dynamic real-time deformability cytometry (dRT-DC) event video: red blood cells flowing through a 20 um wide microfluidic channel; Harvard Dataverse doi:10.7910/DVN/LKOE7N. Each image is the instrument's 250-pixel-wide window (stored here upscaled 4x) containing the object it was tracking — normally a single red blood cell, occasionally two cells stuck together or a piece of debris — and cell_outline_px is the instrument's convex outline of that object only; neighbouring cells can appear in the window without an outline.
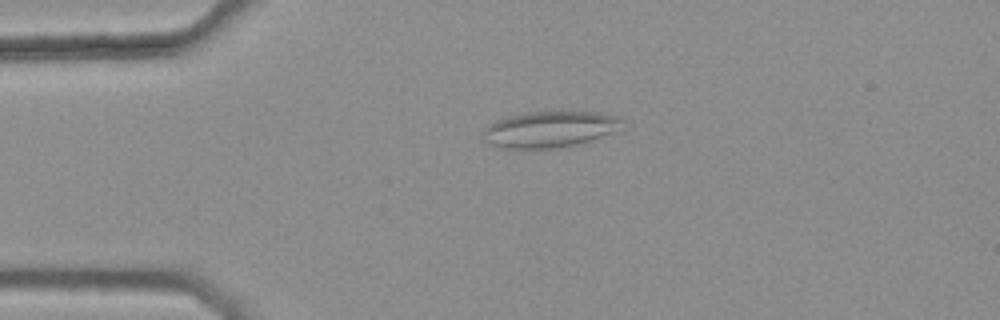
{"species": "common noctule bat (a hibernating species)", "species_latin": "Nyctalus noctula", "temperature_condition": "warm", "stored_images_in_passage": 47, "camera_frame_rate_fps": 3000, "um_per_image_px": 0.085, "animal": {"sex": "female", "body_mass_g": 25.1}, "frame": {"image": 1, "passage_image": 12, "time_ms": 3.667, "image_size_px": [1000, 320], "cell_outline_px": [[624, 120], [608, 132], [600, 136], [572, 148], [500, 148], [484, 140], [484, 128], [488, 124], [496, 120], [508, 116], [528, 112], [596, 112], [616, 116]], "centroid_in_image_um": [46.65, 11.0], "position_along_channel_um": 38.4, "area_um2": 28.96}}
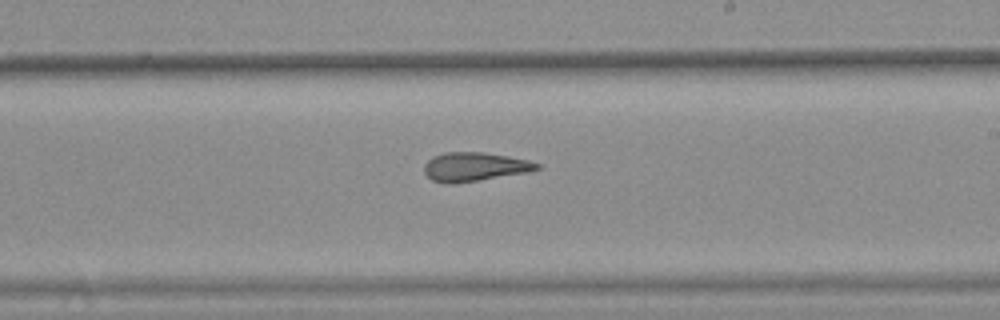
{"frame": {"image": 2, "passage_image": 31, "time_ms": 10.0, "image_size_px": [1000, 320], "cell_outline_px": [[540, 168], [528, 172], [456, 184], [448, 184], [432, 180], [424, 172], [424, 164], [432, 156], [444, 152], [484, 152], [508, 156], [528, 160], [540, 164]], "centroid_in_image_um": [40.31, 14.18], "position_along_channel_um": 248.7, "area_um2": 19.07}}
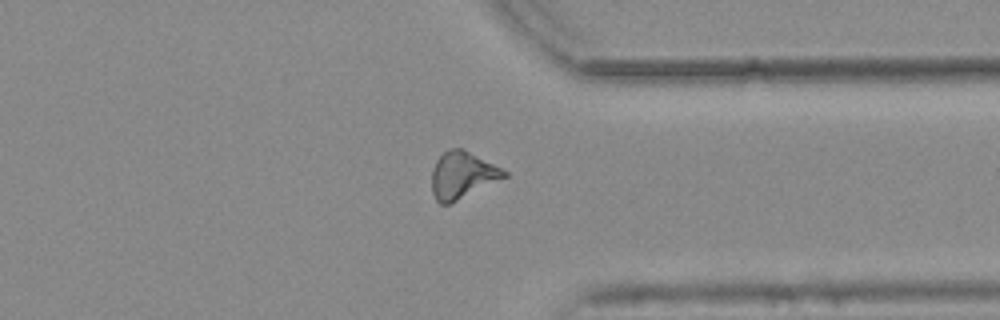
{"frame": {"image": 3, "passage_image": 41, "time_ms": 13.333, "image_size_px": [1000, 320], "cell_outline_px": [[508, 176], [448, 204], [440, 204], [436, 200], [432, 192], [432, 168], [436, 160], [444, 152], [452, 148], [464, 148], [508, 172]], "centroid_in_image_um": [39.28, 14.87], "position_along_channel_um": 372.1, "area_um2": 19.54}, "authors_computed_cell_mechanics": {"area_um2": 19.652, "velocity_mm_per_s": 3.7786, "shape_relaxation_time_tau1_ms": null, "shape_relaxation_time_tau2_ms": 3.0432, "deformation_change_tau1": null, "deformation_change_tau2": 0.1344}}